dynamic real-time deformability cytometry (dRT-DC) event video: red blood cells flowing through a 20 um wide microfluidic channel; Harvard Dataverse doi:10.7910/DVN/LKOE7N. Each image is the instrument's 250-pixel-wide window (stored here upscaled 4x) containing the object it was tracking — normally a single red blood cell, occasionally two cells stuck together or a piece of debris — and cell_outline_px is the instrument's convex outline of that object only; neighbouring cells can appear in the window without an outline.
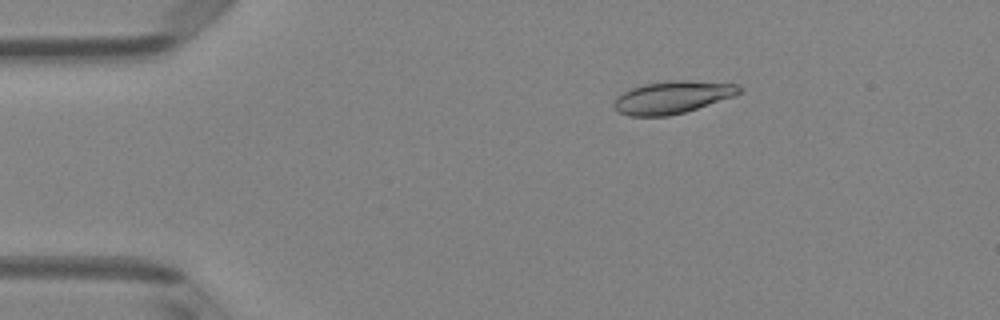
{"species": "Egyptian fruit bat (a non-hibernating species)", "species_latin": "Rousettus aegyptiacus", "temperature_condition": "room temperature", "stored_images_in_passage": 50, "camera_frame_rate_fps": 3000, "um_per_image_px": 0.085, "animal": {"sex": "female"}, "frame": {"image": 1, "passage_image": 9, "time_ms": 2.667, "image_size_px": [1000, 320], "cell_outline_px": [[744, 92], [736, 96], [684, 112], [668, 116], [628, 116], [616, 112], [612, 104], [616, 96], [632, 88], [644, 84], [668, 80], [688, 80], [736, 84], [744, 88]], "centroid_in_image_um": [57.16, 8.27], "position_along_channel_um": 27.8, "area_um2": 24.04}}
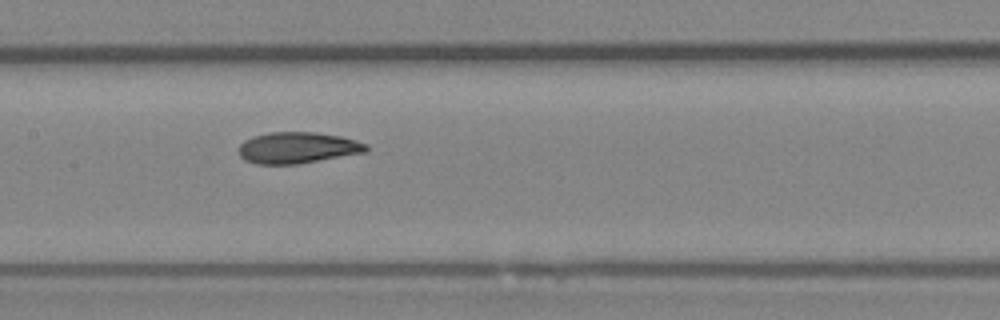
{"frame": {"image": 2, "passage_image": 25, "time_ms": 8.0, "image_size_px": [1000, 320], "cell_outline_px": [[368, 152], [296, 164], [256, 164], [244, 160], [240, 156], [240, 144], [244, 140], [252, 136], [268, 132], [316, 132], [340, 136], [356, 140], [368, 144]], "centroid_in_image_um": [25.3, 12.55], "position_along_channel_um": 182.1, "area_um2": 23.35}}
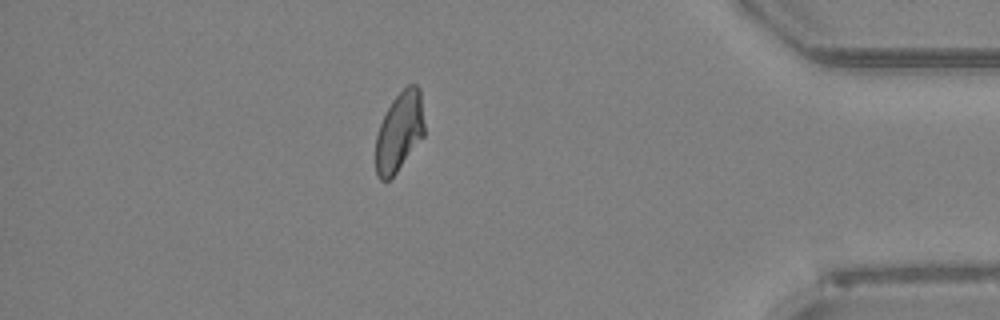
{"frame": {"image": 3, "passage_image": 44, "time_ms": 14.333, "image_size_px": [1000, 320], "cell_outline_px": [[424, 136], [396, 172], [388, 180], [380, 180], [376, 176], [376, 136], [380, 124], [392, 100], [408, 84], [416, 84], [420, 88], [424, 124]], "centroid_in_image_um": [33.95, 11.19], "position_along_channel_um": 401.3, "area_um2": 22.37}, "authors_computed_cell_mechanics": {"area_um2": 23.2934, "velocity_mm_per_s": 4.0591, "shape_relaxation_time_tau1_ms": 5.8789, "shape_relaxation_time_tau2_ms": 1.6975, "deformation_change_tau1": 0.1648, "deformation_change_tau2": 0.0708}}